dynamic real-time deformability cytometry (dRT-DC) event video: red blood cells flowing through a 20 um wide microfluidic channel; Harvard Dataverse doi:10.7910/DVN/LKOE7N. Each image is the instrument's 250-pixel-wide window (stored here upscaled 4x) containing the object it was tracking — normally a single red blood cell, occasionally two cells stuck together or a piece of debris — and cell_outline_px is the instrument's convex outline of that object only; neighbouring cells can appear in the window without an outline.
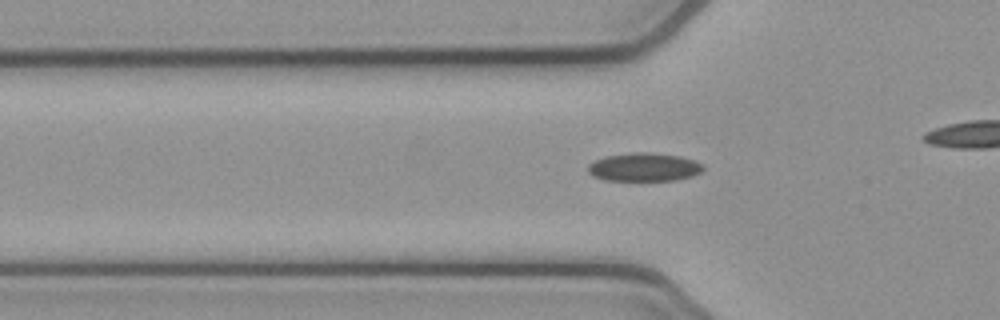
{"species": "common noctule bat (a hibernating species)", "species_latin": "Nyctalus noctula", "temperature_condition": "cold", "stored_images_in_passage": 41, "camera_frame_rate_fps": 3000, "um_per_image_px": 0.085, "animal": {"sex": "female", "body_mass_g": 21.9}, "frame": {"image": 1, "passage_image": 16, "time_ms": 5.0, "image_size_px": [1000, 320], "cell_outline_px": [[700, 168], [692, 172], [680, 176], [660, 180], [624, 180], [600, 176], [592, 172], [592, 164], [604, 160], [620, 156], [664, 156], [684, 160], [696, 164]], "centroid_in_image_um": [54.67, 14.27], "position_along_channel_um": 71.1, "area_um2": 14.8}}
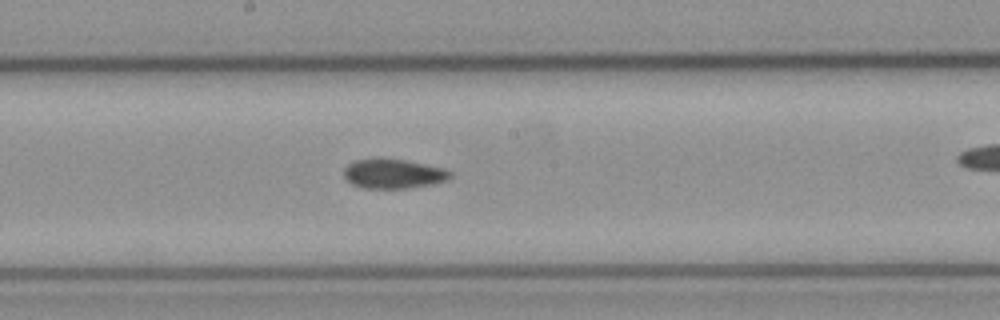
{"frame": {"image": 2, "passage_image": 27, "time_ms": 8.667, "image_size_px": [1000, 320], "cell_outline_px": [[444, 176], [436, 180], [408, 184], [360, 184], [352, 180], [348, 176], [348, 168], [356, 164], [372, 160], [388, 160], [412, 164], [432, 168], [444, 172]], "centroid_in_image_um": [33.3, 14.7], "position_along_channel_um": 214.9, "area_um2": 12.95}}
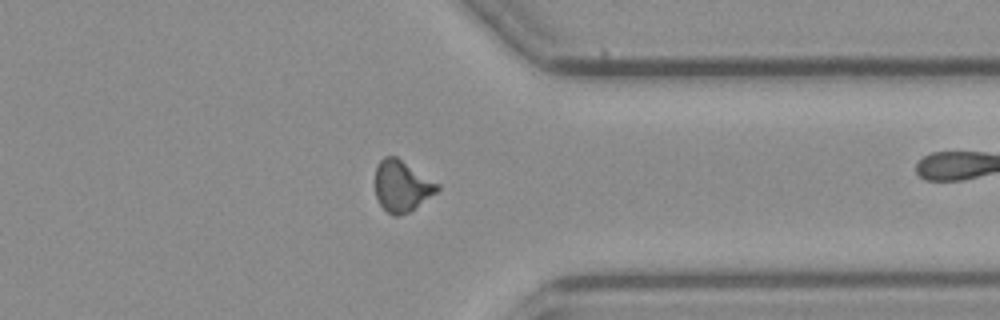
{"frame": {"image": 3, "passage_image": 40, "time_ms": 13.0, "image_size_px": [1000, 320], "cell_outline_px": [[436, 188], [432, 192], [412, 208], [400, 212], [392, 212], [384, 208], [376, 192], [376, 172], [380, 164], [384, 160], [392, 156], [436, 184]], "centroid_in_image_um": [34.08, 15.79], "position_along_channel_um": 377.3, "area_um2": 15.84}}